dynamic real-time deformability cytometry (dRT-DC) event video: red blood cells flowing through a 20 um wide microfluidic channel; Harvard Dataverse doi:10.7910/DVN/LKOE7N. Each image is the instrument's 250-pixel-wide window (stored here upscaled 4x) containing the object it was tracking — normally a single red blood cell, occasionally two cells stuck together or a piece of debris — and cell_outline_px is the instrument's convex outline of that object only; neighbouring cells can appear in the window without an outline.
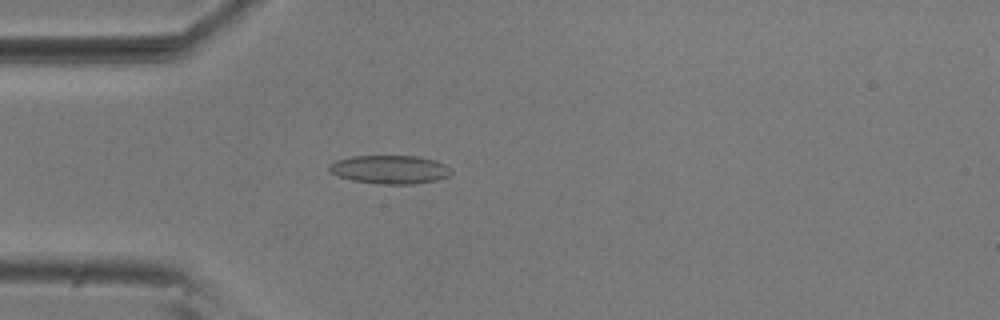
{"species": "common noctule bat (a hibernating species)", "species_latin": "Nyctalus noctula", "temperature_condition": "room temperature", "stored_images_in_passage": 52, "camera_frame_rate_fps": 3000, "um_per_image_px": 0.085, "animal": {"sex": "male", "body_mass_g": 20.5, "forearm_length_mm": 52.5}, "frame": {"image": 1, "passage_image": 13, "time_ms": 4.0, "image_size_px": [1000, 320], "cell_outline_px": [[452, 172], [448, 176], [436, 180], [412, 184], [380, 184], [352, 180], [336, 176], [328, 168], [328, 164], [336, 160], [352, 156], [416, 156], [436, 160], [452, 168]], "centroid_in_image_um": [33.13, 14.4], "position_along_channel_um": 51.9, "area_um2": 20.35}}
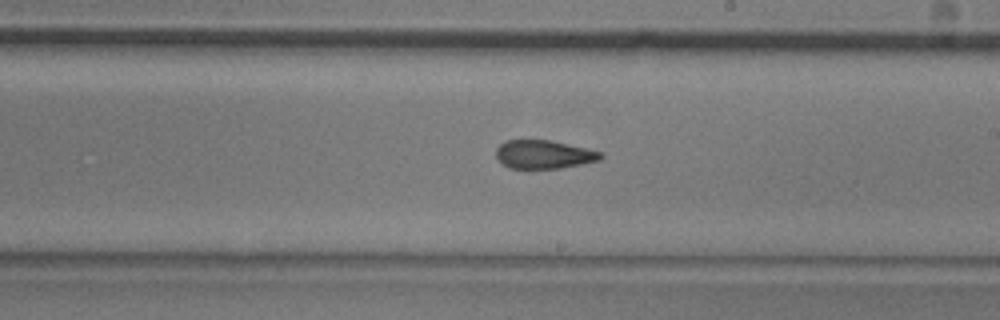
{"frame": {"image": 2, "passage_image": 29, "time_ms": 9.333, "image_size_px": [1000, 320], "cell_outline_px": [[604, 156], [600, 160], [560, 168], [508, 168], [496, 156], [496, 148], [504, 140], [548, 140], [584, 148], [600, 152]], "centroid_in_image_um": [46.19, 13.12], "position_along_channel_um": 242.8, "area_um2": 17.05}}
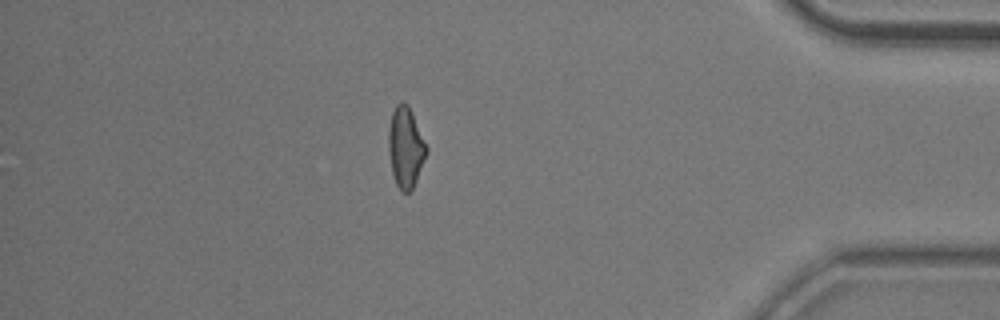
{"frame": {"image": 3, "passage_image": 45, "time_ms": 14.667, "image_size_px": [1000, 320], "cell_outline_px": [[428, 152], [416, 180], [412, 188], [408, 192], [404, 192], [396, 184], [392, 172], [388, 148], [388, 132], [392, 112], [396, 104], [400, 100], [408, 104], [412, 112], [428, 148]], "centroid_in_image_um": [34.48, 12.48], "position_along_channel_um": 400.7, "area_um2": 17.74}, "authors_computed_cell_mechanics": {"area_um2": 18.2648, "velocity_mm_per_s": 3.702, "shape_relaxation_time_tau1_ms": null, "shape_relaxation_time_tau2_ms": 2.9422, "deformation_change_tau1": null, "deformation_change_tau2": 0.0907}}